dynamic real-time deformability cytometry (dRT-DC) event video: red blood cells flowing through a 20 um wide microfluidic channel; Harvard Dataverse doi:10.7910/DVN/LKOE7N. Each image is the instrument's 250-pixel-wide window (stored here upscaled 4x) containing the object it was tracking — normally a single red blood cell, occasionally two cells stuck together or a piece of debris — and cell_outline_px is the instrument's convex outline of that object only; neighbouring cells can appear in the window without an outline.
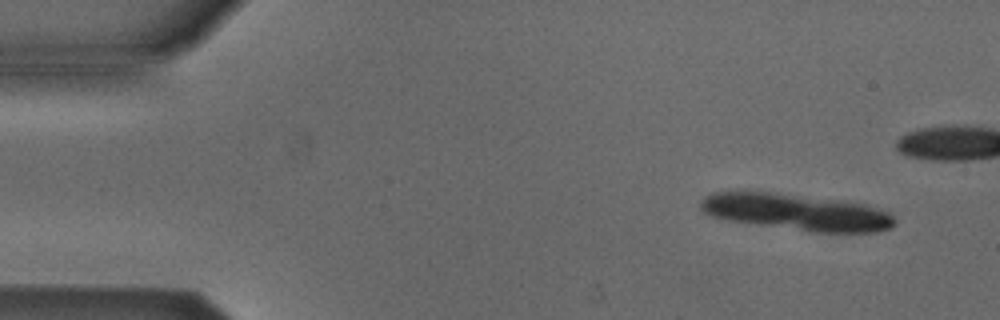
{"species": "Egyptian fruit bat (a non-hibernating species)", "species_latin": "Rousettus aegyptiacus", "temperature_condition": "cold", "stored_images_in_passage": 5, "camera_frame_rate_fps": 3000, "um_per_image_px": 0.085, "animal": {"sex": "male"}, "frame": {"image": 1, "passage_image": 1, "time_ms": 0.0, "image_size_px": [1000, 320], "cell_outline_px": [[896, 224], [892, 228], [876, 232], [812, 232], [728, 220], [712, 216], [704, 212], [700, 208], [700, 200], [704, 196], [712, 192], [748, 188], [848, 200], [868, 204], [892, 212], [896, 220]], "centroid_in_image_um": [67.7, 17.97], "position_along_channel_um": 17.3, "area_um2": 43.18}}